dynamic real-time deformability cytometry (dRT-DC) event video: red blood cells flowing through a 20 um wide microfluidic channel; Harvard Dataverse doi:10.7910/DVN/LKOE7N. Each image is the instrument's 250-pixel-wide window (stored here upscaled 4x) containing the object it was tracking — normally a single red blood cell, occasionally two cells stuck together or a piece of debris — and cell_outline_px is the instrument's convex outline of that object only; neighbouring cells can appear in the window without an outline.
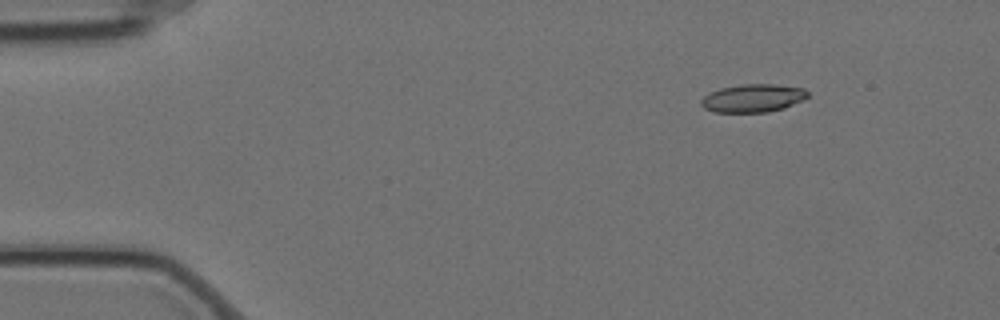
{"species": "Egyptian fruit bat (a non-hibernating species)", "species_latin": "Rousettus aegyptiacus", "temperature_condition": "cold", "stored_images_in_passage": 8, "camera_frame_rate_fps": 3000, "um_per_image_px": 0.085, "animal": {"sex": "female"}, "frame": {"image": 1, "passage_image": 1, "time_ms": 0.0, "image_size_px": [1000, 320], "cell_outline_px": [[808, 96], [804, 100], [784, 108], [768, 112], [716, 112], [704, 108], [700, 104], [700, 100], [704, 96], [720, 88], [740, 84], [772, 84], [804, 88], [808, 92]], "centroid_in_image_um": [64.01, 8.34], "position_along_channel_um": 21.0, "area_um2": 17.46}}
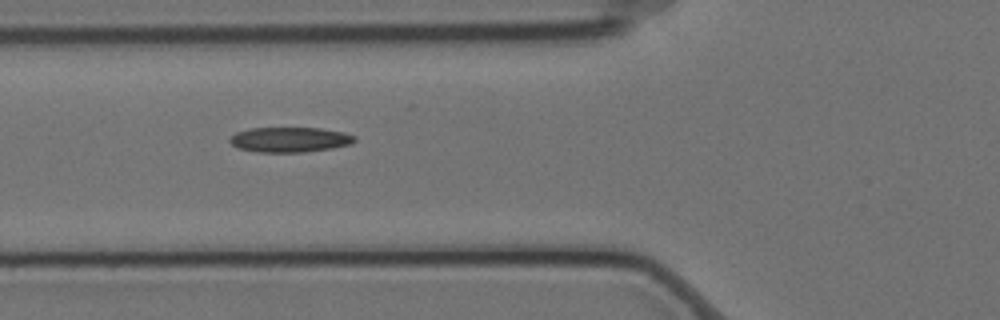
{"frame": {"image": 2, "passage_image": 5, "time_ms": 1.333, "image_size_px": [1000, 320], "cell_outline_px": [[356, 140], [352, 144], [332, 148], [304, 152], [256, 152], [236, 148], [228, 140], [236, 132], [252, 128], [320, 128], [344, 132], [356, 136]], "centroid_in_image_um": [24.64, 11.87], "position_along_channel_um": 101.2, "area_um2": 18.32}}
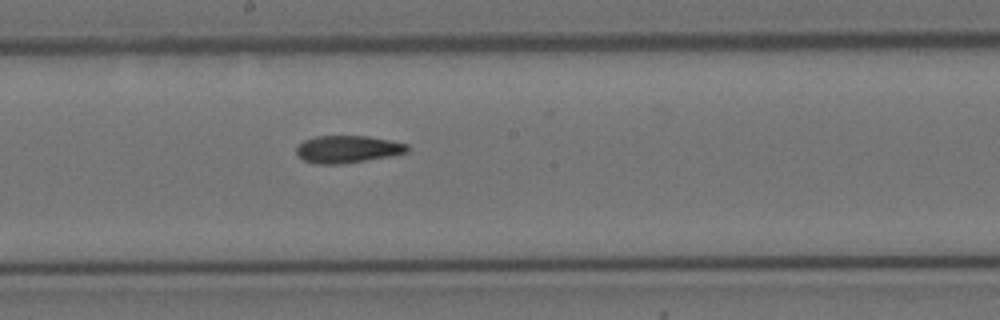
{"frame": {"image": 3, "passage_image": 8, "time_ms": 2.333, "image_size_px": [1000, 320], "cell_outline_px": [[408, 152], [388, 156], [340, 164], [316, 164], [304, 160], [296, 152], [296, 148], [304, 140], [316, 136], [368, 136], [408, 144]], "centroid_in_image_um": [29.53, 12.67], "position_along_channel_um": 218.7, "area_um2": 17.4}}